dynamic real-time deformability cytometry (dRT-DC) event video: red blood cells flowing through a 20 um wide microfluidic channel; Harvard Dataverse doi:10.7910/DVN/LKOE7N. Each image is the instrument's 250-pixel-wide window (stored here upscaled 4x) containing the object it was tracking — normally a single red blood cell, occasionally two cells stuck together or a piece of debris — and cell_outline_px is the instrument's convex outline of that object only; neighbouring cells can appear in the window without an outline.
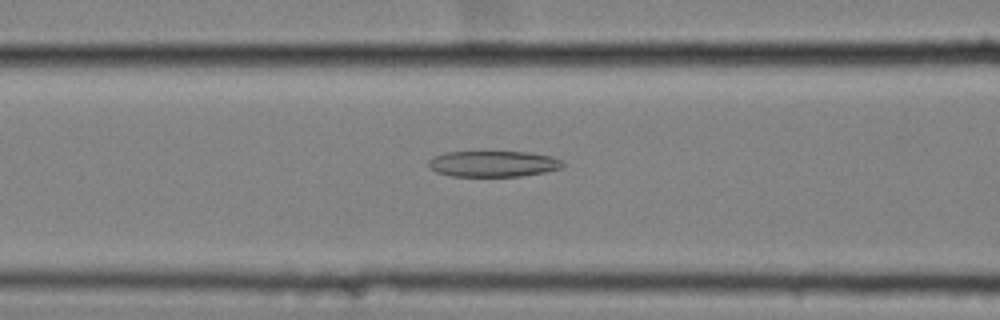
{"species": "common noctule bat (a hibernating species)", "species_latin": "Nyctalus noctula", "temperature_condition": "cold", "stored_images_in_passage": 40, "camera_frame_rate_fps": 3000, "um_per_image_px": 0.085, "animal": {"sex": "female", "body_mass_g": 25.1}, "frame": {"image": 1, "passage_image": 7, "time_ms": 2.0, "image_size_px": [1000, 320], "cell_outline_px": [[564, 168], [544, 172], [520, 176], [452, 176], [436, 172], [428, 164], [428, 160], [432, 156], [444, 152], [528, 152], [552, 156], [560, 160], [564, 164]], "centroid_in_image_um": [41.92, 13.92], "position_along_channel_um": 124.7, "area_um2": 20.35}}
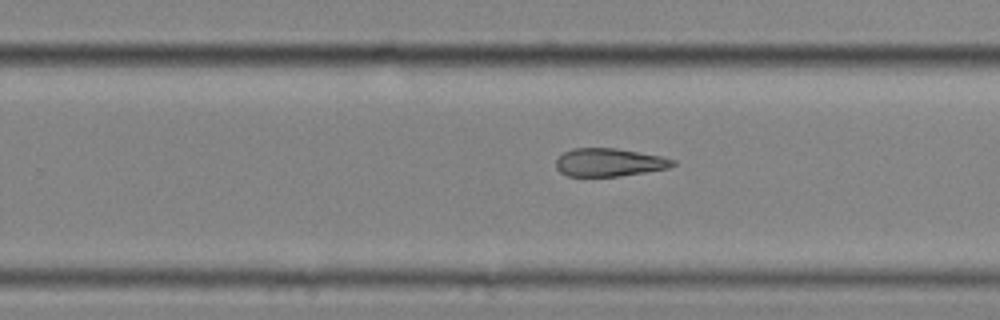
{"frame": {"image": 2, "passage_image": 20, "time_ms": 6.333, "image_size_px": [1000, 320], "cell_outline_px": [[676, 164], [668, 168], [620, 176], [568, 176], [560, 172], [556, 168], [556, 160], [564, 152], [572, 148], [616, 148], [660, 156], [676, 160]], "centroid_in_image_um": [51.77, 13.8], "position_along_channel_um": 278.0, "area_um2": 19.02}}
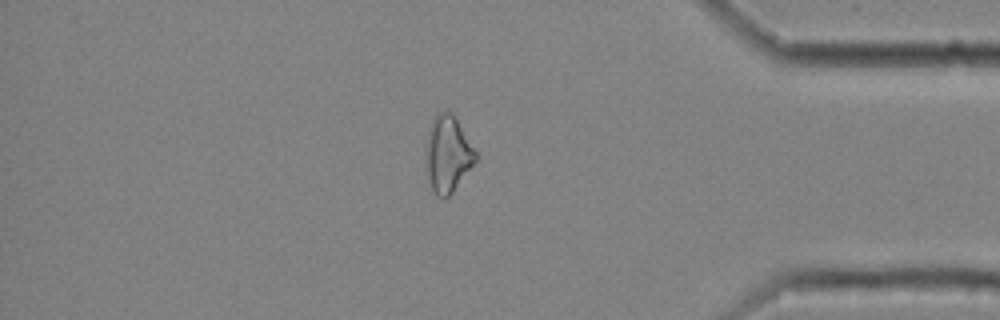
{"frame": {"image": 3, "passage_image": 32, "time_ms": 10.333, "image_size_px": [1000, 320], "cell_outline_px": [[480, 156], [452, 192], [444, 200], [436, 196], [432, 188], [428, 176], [428, 128], [432, 120], [440, 112], [452, 112]], "centroid_in_image_um": [38.11, 13.1], "position_along_channel_um": 397.1, "area_um2": 21.68}, "authors_computed_cell_mechanics": {"area_um2": 20.4323, "velocity_mm_per_s": 3.5407, "shape_relaxation_time_tau1_ms": null, "shape_relaxation_time_tau2_ms": 4.9734, "deformation_change_tau1": null, "deformation_change_tau2": 0.1613}}